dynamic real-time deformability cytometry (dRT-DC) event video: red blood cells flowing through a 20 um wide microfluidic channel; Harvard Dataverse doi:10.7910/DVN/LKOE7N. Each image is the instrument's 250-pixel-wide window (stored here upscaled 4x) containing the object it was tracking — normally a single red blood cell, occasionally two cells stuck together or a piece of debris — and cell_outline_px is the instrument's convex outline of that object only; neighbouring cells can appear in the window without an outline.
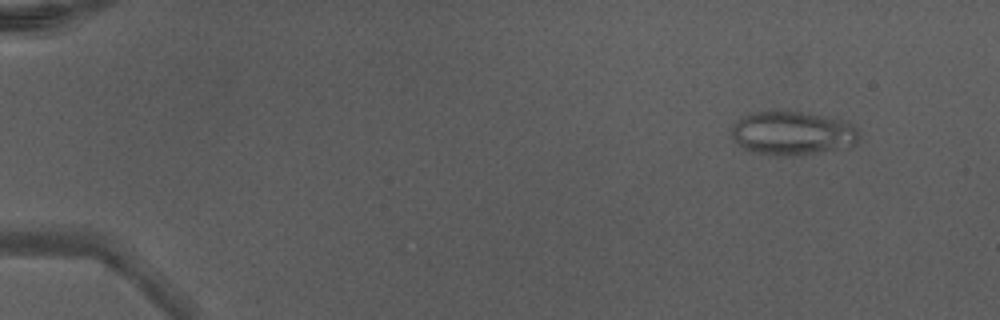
{"species": "Egyptian fruit bat (a non-hibernating species)", "species_latin": "Rousettus aegyptiacus", "temperature_condition": "warm", "stored_images_in_passage": 46, "camera_frame_rate_fps": 3000, "um_per_image_px": 0.085, "animal": {"sex": "male"}, "frame": {"image": 1, "passage_image": 2, "time_ms": 0.333, "image_size_px": [1000, 320], "cell_outline_px": [[860, 140], [856, 144], [848, 148], [776, 156], [772, 156], [756, 152], [744, 148], [732, 140], [732, 124], [740, 116], [752, 112], [808, 112], [832, 116], [844, 120], [852, 124], [860, 132]], "centroid_in_image_um": [67.39, 11.3], "position_along_channel_um": 17.6, "area_um2": 32.83}}
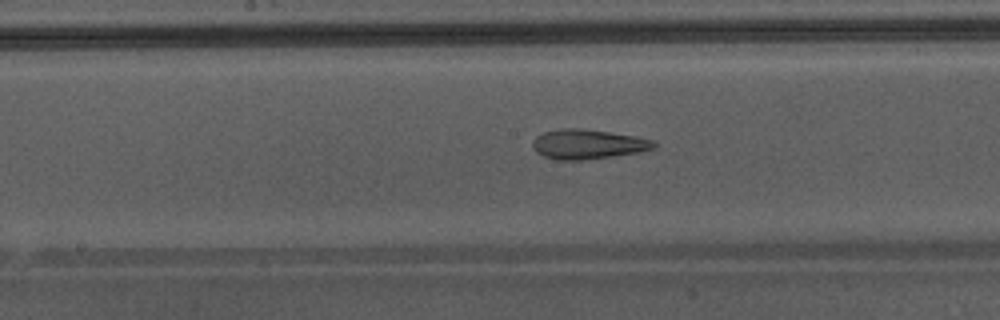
{"frame": {"image": 2, "passage_image": 24, "time_ms": 7.667, "image_size_px": [1000, 320], "cell_outline_px": [[656, 148], [640, 152], [584, 160], [556, 160], [544, 156], [536, 152], [532, 148], [532, 140], [536, 136], [544, 132], [564, 128], [580, 128], [636, 136], [656, 140]], "centroid_in_image_um": [49.97, 12.26], "position_along_channel_um": 198.2, "area_um2": 21.1}}
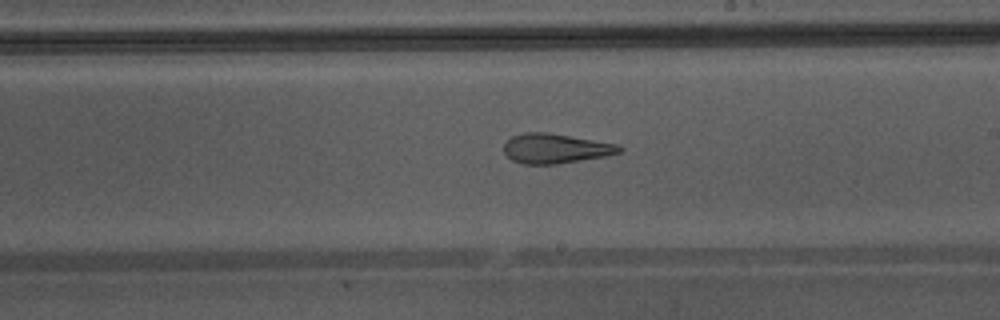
{"frame": {"image": 3, "passage_image": 27, "time_ms": 8.667, "image_size_px": [1000, 320], "cell_outline_px": [[624, 148], [620, 152], [608, 156], [556, 164], [524, 164], [512, 160], [504, 152], [504, 144], [512, 136], [524, 132], [544, 132], [616, 144]], "centroid_in_image_um": [47.2, 12.63], "position_along_channel_um": 241.8, "area_um2": 19.77}, "authors_computed_cell_mechanics": {"area_um2": 24.565, "velocity_mm_per_s": 4.378, "shape_relaxation_time_tau1_ms": null, "shape_relaxation_time_tau2_ms": 2.5898, "deformation_change_tau1": null, "deformation_change_tau2": 0.1435}}